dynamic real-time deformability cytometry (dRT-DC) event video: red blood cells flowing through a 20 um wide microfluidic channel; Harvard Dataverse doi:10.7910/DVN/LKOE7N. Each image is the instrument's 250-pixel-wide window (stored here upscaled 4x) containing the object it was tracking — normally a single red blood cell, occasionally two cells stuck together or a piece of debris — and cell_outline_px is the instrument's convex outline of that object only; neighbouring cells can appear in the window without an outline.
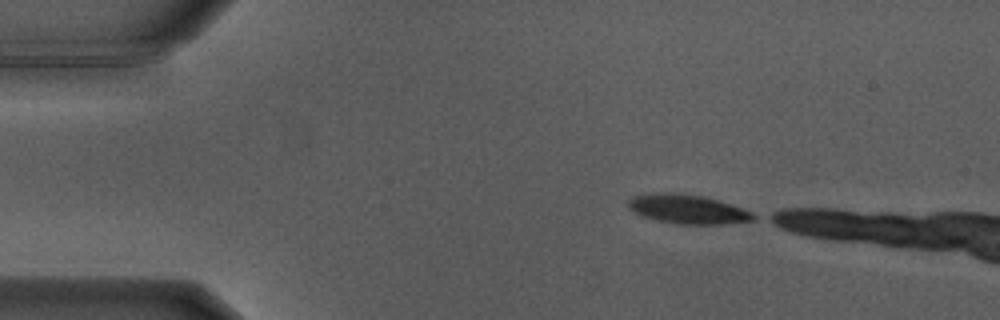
{"species": "Egyptian fruit bat (a non-hibernating species)", "species_latin": "Rousettus aegyptiacus", "temperature_condition": "warm", "stored_images_in_passage": 3, "camera_frame_rate_fps": 3000, "um_per_image_px": 0.085, "animal": {"sex": "male"}, "frame": {"image": 1, "passage_image": 1, "time_ms": 0.0, "image_size_px": [1000, 320], "cell_outline_px": [[756, 220], [724, 224], [680, 224], [656, 220], [640, 216], [628, 208], [628, 200], [632, 196], [652, 192], [676, 192], [700, 196], [716, 200], [740, 208], [756, 216]], "centroid_in_image_um": [58.35, 17.77], "position_along_channel_um": 26.6, "area_um2": 21.15}}